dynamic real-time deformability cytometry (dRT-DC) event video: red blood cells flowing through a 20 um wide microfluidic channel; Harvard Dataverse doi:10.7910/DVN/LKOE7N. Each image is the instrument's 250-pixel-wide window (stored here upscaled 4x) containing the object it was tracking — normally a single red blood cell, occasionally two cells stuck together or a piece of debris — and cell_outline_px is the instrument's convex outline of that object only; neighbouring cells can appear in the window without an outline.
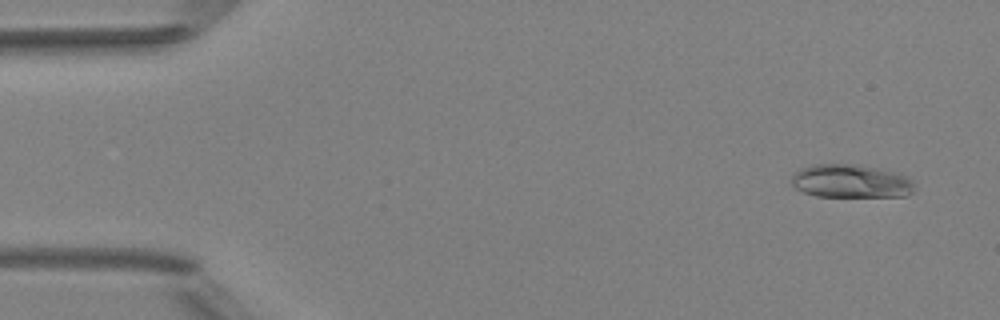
{"species": "Egyptian fruit bat (a non-hibernating species)", "species_latin": "Rousettus aegyptiacus", "temperature_condition": "room temperature", "stored_images_in_passage": 5, "camera_frame_rate_fps": 3000, "um_per_image_px": 0.085, "animal": {"sex": "female"}, "frame": {"image": 1, "passage_image": 1, "time_ms": 0.0, "image_size_px": [1000, 320], "cell_outline_px": [[912, 192], [908, 196], [816, 196], [804, 192], [796, 188], [792, 184], [792, 176], [800, 168], [812, 164], [852, 164], [880, 168], [900, 172], [908, 176], [912, 180]], "centroid_in_image_um": [72.34, 15.38], "position_along_channel_um": 12.7, "area_um2": 23.99}}
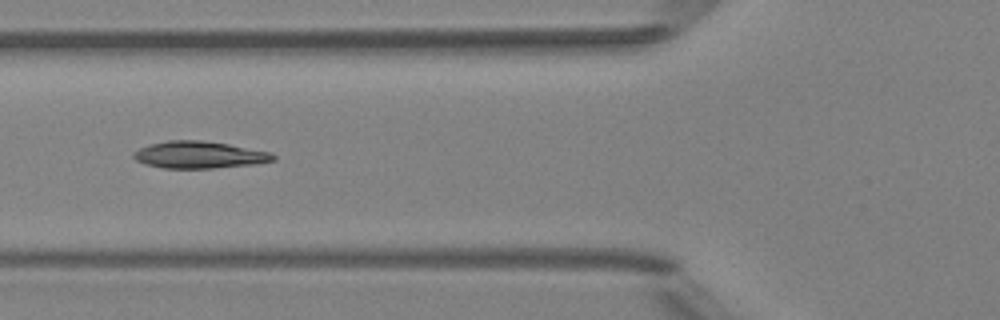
{"frame": {"image": 2, "passage_image": 5, "time_ms": 5.333, "image_size_px": [1000, 320], "cell_outline_px": [[276, 160], [256, 164], [212, 168], [164, 168], [144, 164], [136, 160], [132, 156], [140, 148], [152, 144], [168, 140], [200, 140], [228, 144], [268, 152], [276, 156]], "centroid_in_image_um": [16.94, 13.17], "position_along_channel_um": 108.9, "area_um2": 21.73}}